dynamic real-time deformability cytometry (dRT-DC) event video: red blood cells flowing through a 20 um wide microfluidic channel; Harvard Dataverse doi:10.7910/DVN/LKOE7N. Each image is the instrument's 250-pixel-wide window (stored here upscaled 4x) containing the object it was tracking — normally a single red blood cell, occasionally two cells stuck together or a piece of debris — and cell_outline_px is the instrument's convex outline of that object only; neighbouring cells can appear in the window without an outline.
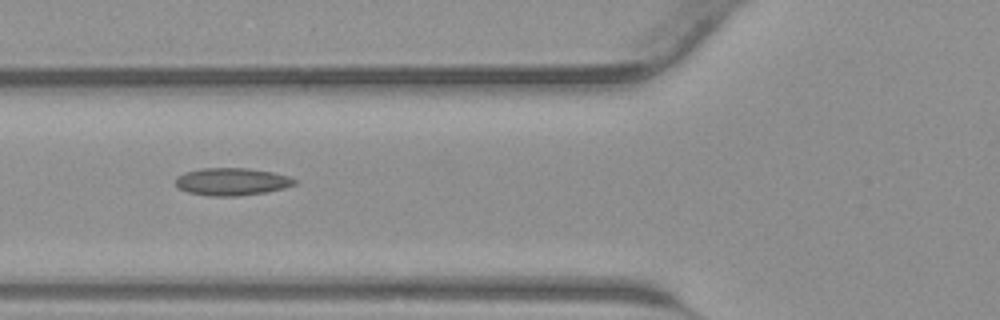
{"species": "common noctule bat (a hibernating species)", "species_latin": "Nyctalus noctula", "temperature_condition": "warm", "stored_images_in_passage": 31, "camera_frame_rate_fps": 3000, "um_per_image_px": 0.085, "animal": {"sex": "male", "body_mass_g": 23.1, "forearm_length_mm": 52.7}, "frame": {"image": 1, "passage_image": 4, "time_ms": 1.0, "image_size_px": [1000, 320], "cell_outline_px": [[300, 180], [296, 184], [284, 188], [264, 192], [240, 196], [208, 196], [188, 192], [180, 188], [176, 184], [176, 176], [184, 172], [204, 168], [248, 168], [272, 172], [288, 176]], "centroid_in_image_um": [19.73, 15.44], "position_along_channel_um": 106.1, "area_um2": 19.13}}
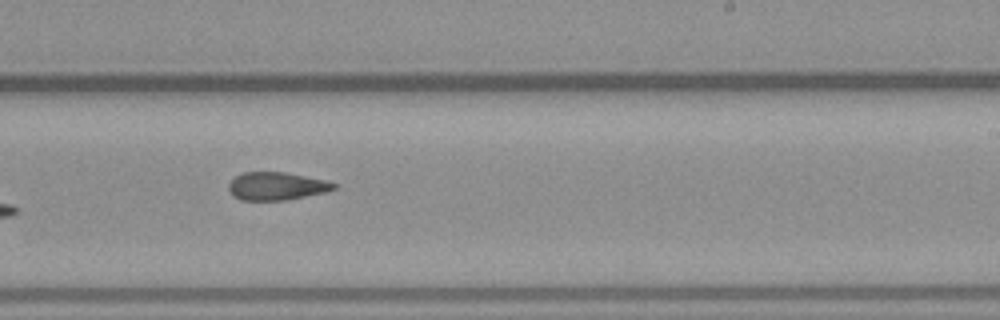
{"frame": {"image": 2, "passage_image": 14, "time_ms": 4.333, "image_size_px": [1000, 320], "cell_outline_px": [[340, 184], [336, 188], [328, 192], [288, 200], [240, 200], [232, 196], [228, 188], [228, 184], [236, 176], [244, 172], [284, 172], [324, 180]], "centroid_in_image_um": [23.53, 15.83], "position_along_channel_um": 265.5, "area_um2": 17.28}}
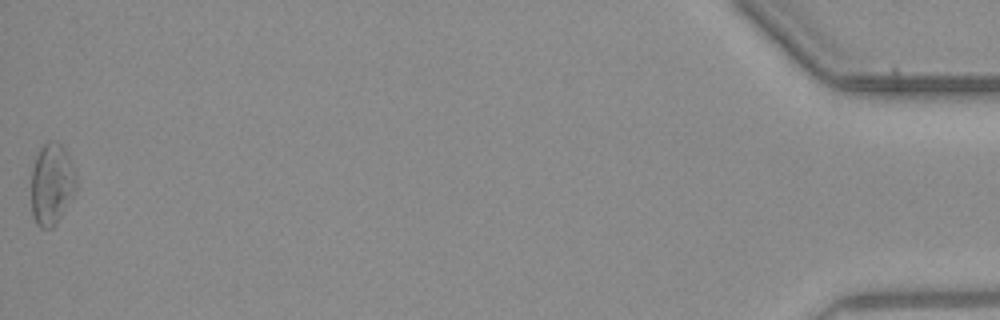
{"frame": {"image": 3, "passage_image": 31, "time_ms": 10.0, "image_size_px": [1000, 320], "cell_outline_px": [[76, 192], [56, 224], [52, 228], [40, 228], [36, 224], [32, 212], [32, 168], [36, 156], [40, 148], [48, 140], [56, 140], [68, 152], [76, 180]], "centroid_in_image_um": [4.4, 15.64], "position_along_channel_um": 430.8, "area_um2": 21.44}}